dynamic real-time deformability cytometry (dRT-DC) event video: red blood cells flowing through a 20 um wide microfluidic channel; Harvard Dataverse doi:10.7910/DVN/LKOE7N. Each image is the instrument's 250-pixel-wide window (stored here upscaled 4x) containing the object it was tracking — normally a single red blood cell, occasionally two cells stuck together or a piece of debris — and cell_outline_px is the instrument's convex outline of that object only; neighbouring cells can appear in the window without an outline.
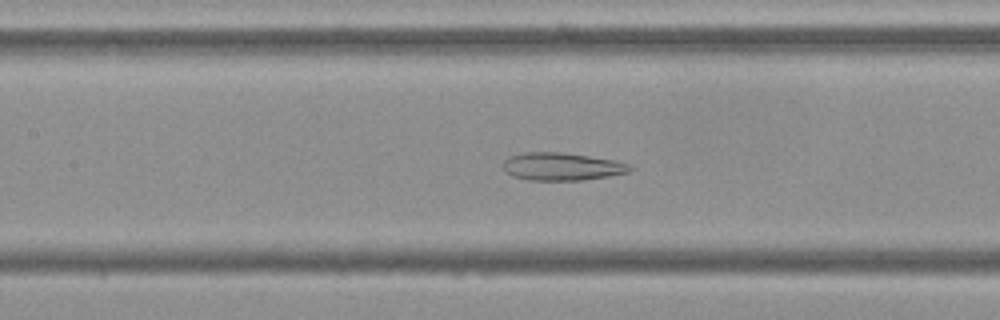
{"species": "Egyptian fruit bat (a non-hibernating species)", "species_latin": "Rousettus aegyptiacus", "temperature_condition": "cold", "stored_images_in_passage": 46, "camera_frame_rate_fps": 3000, "um_per_image_px": 0.085, "frame": {"image": 1, "passage_image": 16, "time_ms": 5.0, "image_size_px": [1000, 320], "cell_outline_px": [[632, 168], [628, 172], [608, 176], [580, 180], [528, 180], [512, 176], [504, 172], [500, 164], [508, 156], [524, 152], [560, 152], [616, 160], [632, 164]], "centroid_in_image_um": [47.7, 14.15], "position_along_channel_um": 159.7, "area_um2": 20.75}}
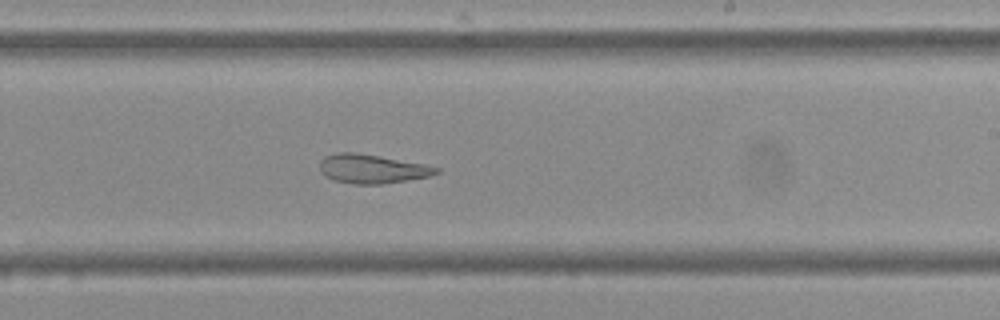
{"frame": {"image": 2, "passage_image": 24, "time_ms": 7.667, "image_size_px": [1000, 320], "cell_outline_px": [[440, 172], [432, 176], [384, 184], [352, 184], [336, 180], [324, 176], [320, 172], [320, 160], [324, 156], [336, 152], [356, 152], [380, 156], [424, 164], [440, 168]], "centroid_in_image_um": [31.62, 14.35], "position_along_channel_um": 257.4, "area_um2": 19.88}}
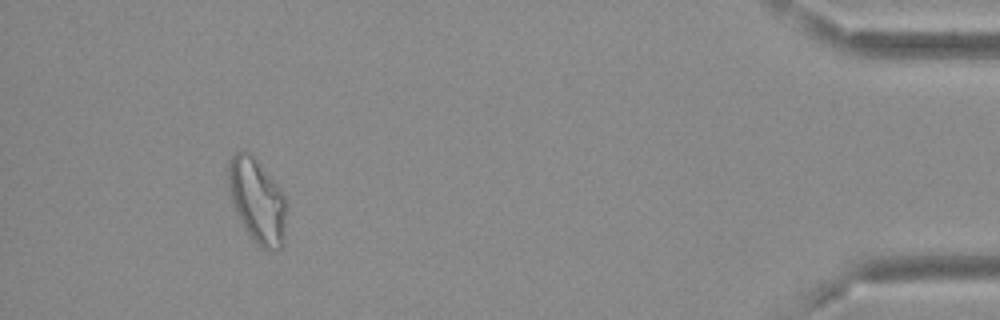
{"frame": {"image": 3, "passage_image": 42, "time_ms": 13.667, "image_size_px": [1000, 320], "cell_outline_px": [[284, 244], [280, 248], [260, 248], [256, 244], [240, 220], [236, 212], [232, 200], [228, 184], [228, 160], [232, 152], [252, 152], [280, 188], [284, 196]], "centroid_in_image_um": [21.83, 16.99], "position_along_channel_um": 413.4, "area_um2": 28.21}, "authors_computed_cell_mechanics": {"area_um2": 24.4205, "velocity_mm_per_s": 3.6749, "shape_relaxation_time_tau1_ms": null, "shape_relaxation_time_tau2_ms": 3.1029, "deformation_change_tau1": null, "deformation_change_tau2": 0.1101}}